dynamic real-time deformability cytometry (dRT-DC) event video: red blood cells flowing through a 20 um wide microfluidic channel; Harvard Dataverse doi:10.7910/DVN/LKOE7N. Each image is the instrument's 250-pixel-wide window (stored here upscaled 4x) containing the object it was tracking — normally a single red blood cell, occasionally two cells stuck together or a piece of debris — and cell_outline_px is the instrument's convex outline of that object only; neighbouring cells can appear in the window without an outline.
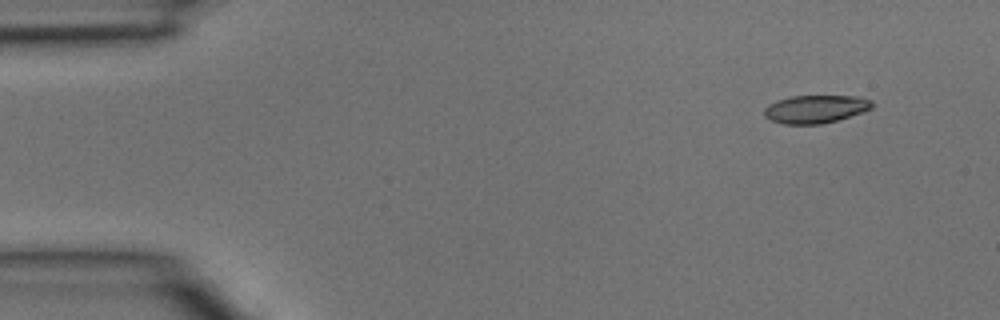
{"species": "common noctule bat (a hibernating species)", "species_latin": "Nyctalus noctula", "temperature_condition": "room temperature", "stored_images_in_passage": 38, "camera_frame_rate_fps": 3000, "um_per_image_px": 0.085, "animal": {"sex": "male", "body_mass_g": 15.6}, "frame": {"image": 1, "passage_image": 2, "time_ms": 0.333, "image_size_px": [1000, 320], "cell_outline_px": [[872, 108], [864, 112], [836, 120], [820, 124], [784, 124], [772, 120], [764, 116], [764, 108], [768, 104], [776, 100], [792, 96], [860, 96], [872, 100]], "centroid_in_image_um": [69.32, 9.26], "position_along_channel_um": 15.7, "area_um2": 17.63}}
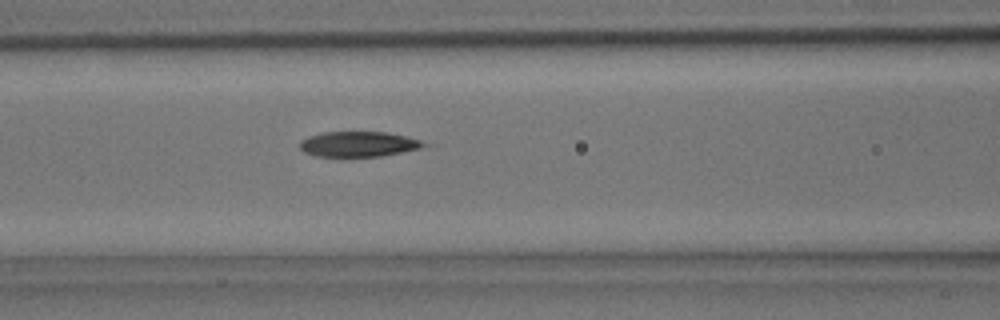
{"frame": {"image": 2, "passage_image": 15, "time_ms": 4.667, "image_size_px": [1000, 320], "cell_outline_px": [[436, 144], [420, 148], [380, 156], [316, 156], [304, 152], [300, 148], [300, 140], [308, 136], [324, 132], [388, 132]], "centroid_in_image_um": [30.51, 12.24], "position_along_channel_um": 136.1, "area_um2": 18.26}}
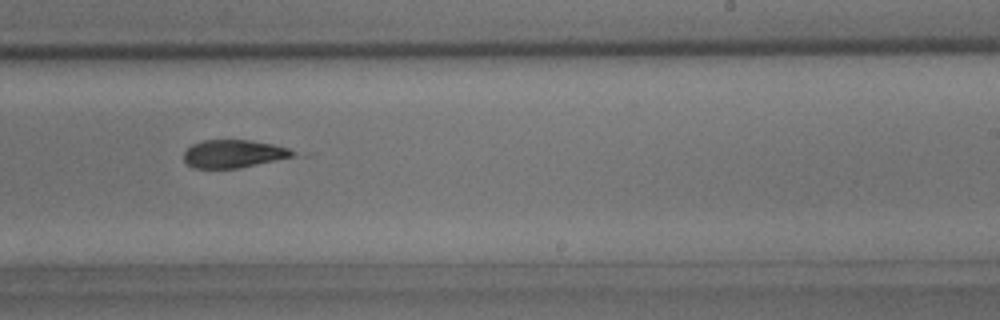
{"frame": {"image": 3, "passage_image": 23, "time_ms": 7.333, "image_size_px": [1000, 320], "cell_outline_px": [[296, 152], [292, 156], [276, 160], [240, 168], [192, 168], [184, 160], [184, 152], [192, 144], [204, 140], [252, 140], [272, 144], [288, 148]], "centroid_in_image_um": [19.82, 13.07], "position_along_channel_um": 269.2, "area_um2": 17.63}}